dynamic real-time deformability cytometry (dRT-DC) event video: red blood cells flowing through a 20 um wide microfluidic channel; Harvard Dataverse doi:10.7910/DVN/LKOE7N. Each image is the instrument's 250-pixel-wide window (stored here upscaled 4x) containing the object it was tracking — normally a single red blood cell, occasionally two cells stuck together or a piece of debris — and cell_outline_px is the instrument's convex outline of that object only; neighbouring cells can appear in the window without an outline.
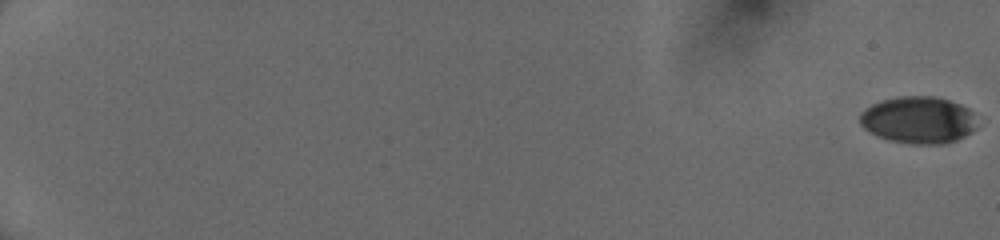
{"species": "human", "species_latin": "Homo sapiens", "temperature_condition": "cold", "stored_images_in_passage": 55, "camera_frame_rate_fps": 3000, "um_per_image_px": 0.085, "donor": {"sex": "female"}, "frame": {"image": 1, "passage_image": 1, "time_ms": 0.0, "image_size_px": [1000, 240], "cell_outline_px": [[976, 128], [972, 132], [956, 140], [944, 144], [912, 144], [888, 140], [864, 128], [860, 124], [860, 112], [864, 108], [880, 100], [900, 96], [936, 96], [960, 104], [968, 108], [972, 112]], "centroid_in_image_um": [78.05, 10.19], "position_along_channel_um": 7.0, "area_um2": 32.14}}
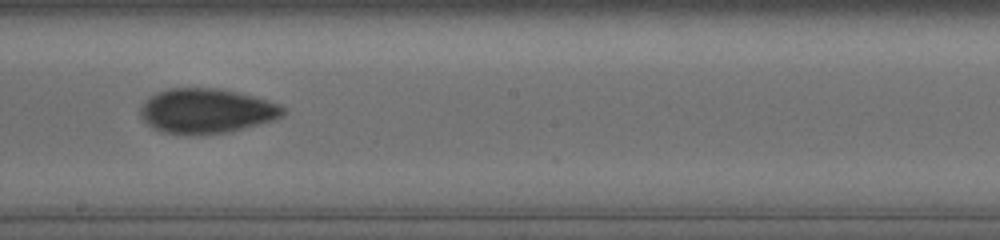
{"frame": {"image": 2, "passage_image": 35, "time_ms": 11.333, "image_size_px": [1000, 240], "cell_outline_px": [[288, 108], [284, 116], [272, 120], [228, 132], [188, 136], [164, 132], [148, 124], [140, 116], [140, 108], [148, 96], [156, 92], [168, 88], [216, 88], [240, 92], [280, 104]], "centroid_in_image_um": [17.56, 9.42], "position_along_channel_um": 230.6, "area_um2": 37.51}}
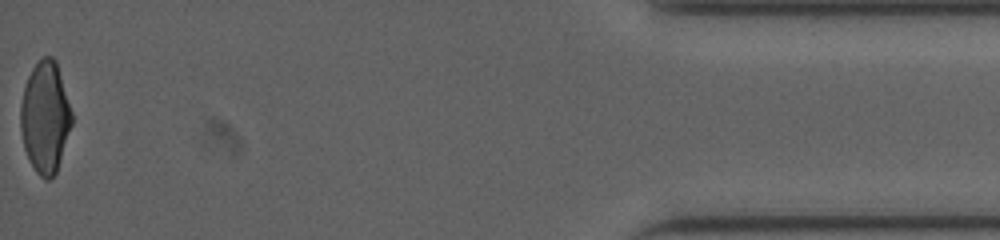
{"frame": {"image": 3, "passage_image": 55, "time_ms": 18.0, "image_size_px": [1000, 240], "cell_outline_px": [[72, 124], [56, 172], [48, 180], [44, 180], [36, 172], [24, 148], [20, 128], [20, 104], [24, 88], [28, 76], [32, 68], [44, 56], [52, 56], [56, 60], [72, 112]], "centroid_in_image_um": [3.83, 9.95], "position_along_channel_um": 431.4, "area_um2": 33.06}, "authors_computed_cell_mechanics": {"area_um2": 34.68, "velocity_mm_per_s": 4.0656, "shape_relaxation_time_tau1_ms": 6.4662, "shape_relaxation_time_tau2_ms": 2.5648, "deformation_change_tau1": 0.1928, "deformation_change_tau2": 0.0783}}